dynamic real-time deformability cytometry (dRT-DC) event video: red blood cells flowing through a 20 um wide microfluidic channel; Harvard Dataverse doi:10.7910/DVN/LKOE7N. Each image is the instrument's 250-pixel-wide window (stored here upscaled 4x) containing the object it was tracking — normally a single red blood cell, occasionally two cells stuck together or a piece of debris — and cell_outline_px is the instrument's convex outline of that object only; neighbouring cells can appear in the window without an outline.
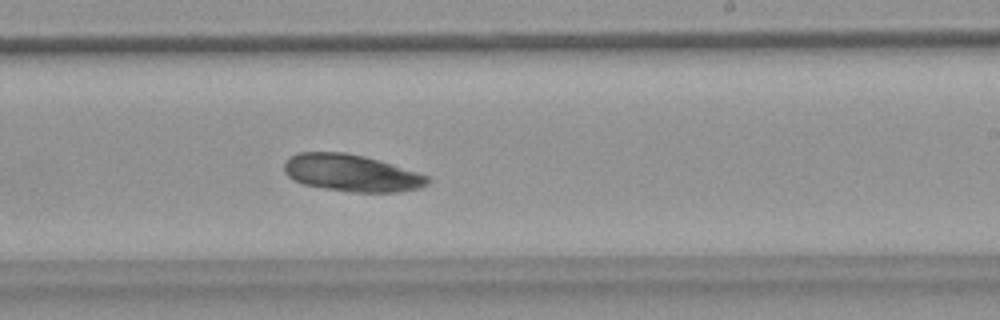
{"species": "common noctule bat (a hibernating species)", "species_latin": "Nyctalus noctula", "temperature_condition": "warm", "stored_images_in_passage": 50, "camera_frame_rate_fps": 3000, "um_per_image_px": 0.085, "animal": {"sex": "female", "body_mass_g": 18.4}, "frame": {"image": 1, "passage_image": 29, "time_ms": 9.333, "image_size_px": [1000, 320], "cell_outline_px": [[432, 180], [428, 184], [420, 188], [396, 192], [352, 192], [324, 188], [304, 184], [292, 180], [284, 172], [284, 164], [292, 156], [300, 152], [344, 152], [364, 156], [392, 164], [428, 176]], "centroid_in_image_um": [29.88, 14.71], "position_along_channel_um": 259.1, "area_um2": 30.81}}